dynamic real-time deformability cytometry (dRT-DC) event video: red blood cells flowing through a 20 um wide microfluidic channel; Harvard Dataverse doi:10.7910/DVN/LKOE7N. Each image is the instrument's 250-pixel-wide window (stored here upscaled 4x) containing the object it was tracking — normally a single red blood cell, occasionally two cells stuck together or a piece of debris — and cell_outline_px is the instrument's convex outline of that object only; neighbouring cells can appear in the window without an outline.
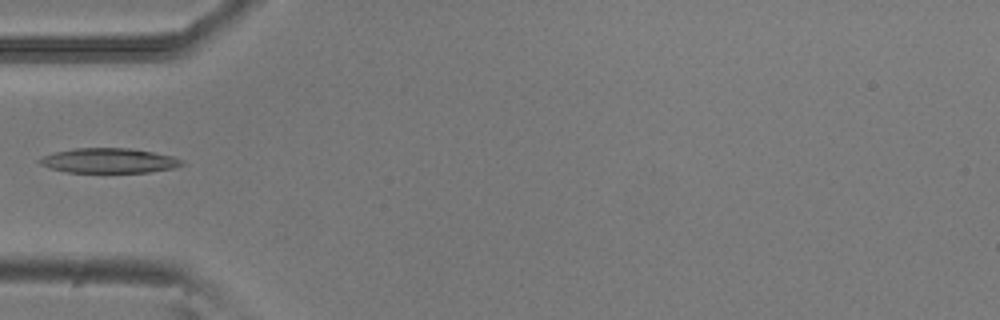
{"species": "common noctule bat (a hibernating species)", "species_latin": "Nyctalus noctula", "temperature_condition": "room temperature", "stored_images_in_passage": 1, "camera_frame_rate_fps": 3000, "um_per_image_px": 0.085, "animal": {"sex": "male", "body_mass_g": 20.5, "forearm_length_mm": 52.5}, "frame": {"image": 1, "passage_image": 1, "time_ms": 0.0, "image_size_px": [1000, 320], "cell_outline_px": [[184, 164], [176, 168], [148, 172], [68, 172], [52, 168], [40, 164], [36, 160], [40, 156], [56, 152], [76, 148], [128, 148], [152, 152], [172, 156], [184, 160]], "centroid_in_image_um": [9.27, 13.65], "position_along_channel_um": 75.7, "area_um2": 20.52}}